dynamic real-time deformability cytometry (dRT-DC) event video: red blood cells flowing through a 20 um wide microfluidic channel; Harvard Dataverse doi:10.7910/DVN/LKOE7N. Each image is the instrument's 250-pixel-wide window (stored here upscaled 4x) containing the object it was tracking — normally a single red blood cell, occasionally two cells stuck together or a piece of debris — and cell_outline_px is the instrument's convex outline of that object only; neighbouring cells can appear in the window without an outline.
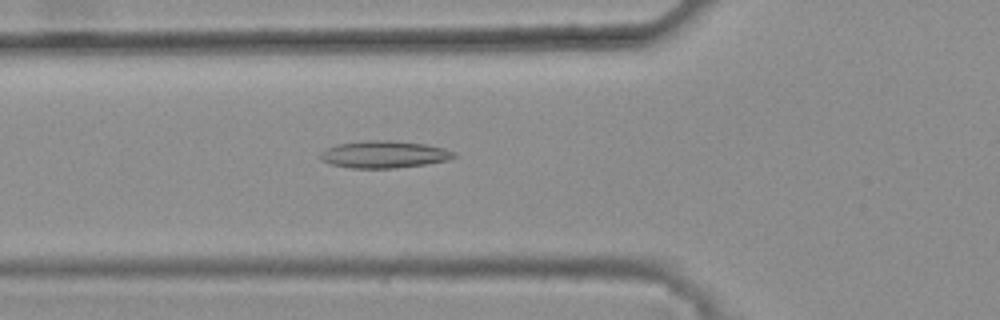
{"species": "common noctule bat (a hibernating species)", "species_latin": "Nyctalus noctula", "temperature_condition": "warm", "stored_images_in_passage": 40, "camera_frame_rate_fps": 3000, "um_per_image_px": 0.085, "animal": {"sex": "female", "body_mass_g": 25.1}, "frame": {"image": 1, "passage_image": 13, "time_ms": 4.0, "image_size_px": [1000, 320], "cell_outline_px": [[456, 156], [448, 160], [424, 164], [392, 168], [352, 168], [332, 164], [320, 160], [320, 152], [328, 148], [340, 144], [364, 140], [388, 140], [428, 144], [444, 148], [456, 152]], "centroid_in_image_um": [32.67, 13.11], "position_along_channel_um": 93.1, "area_um2": 21.04}}
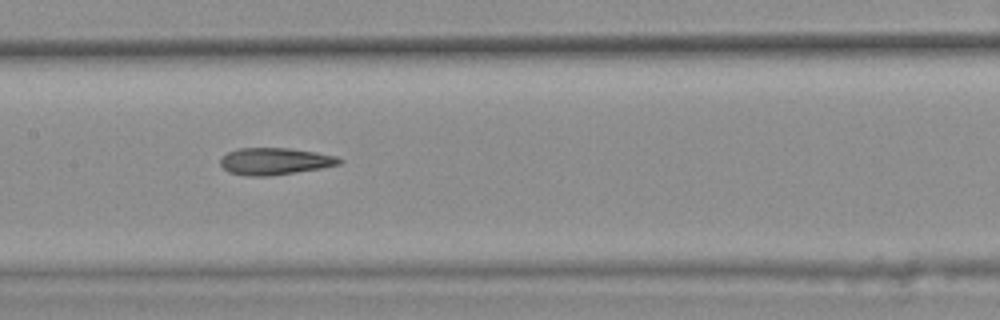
{"frame": {"image": 2, "passage_image": 20, "time_ms": 6.333, "image_size_px": [1000, 320], "cell_outline_px": [[344, 160], [340, 164], [320, 168], [268, 176], [248, 176], [228, 172], [220, 164], [220, 160], [228, 152], [236, 148], [288, 148], [316, 152], [336, 156]], "centroid_in_image_um": [23.35, 13.7], "position_along_channel_um": 184.0, "area_um2": 18.55}}
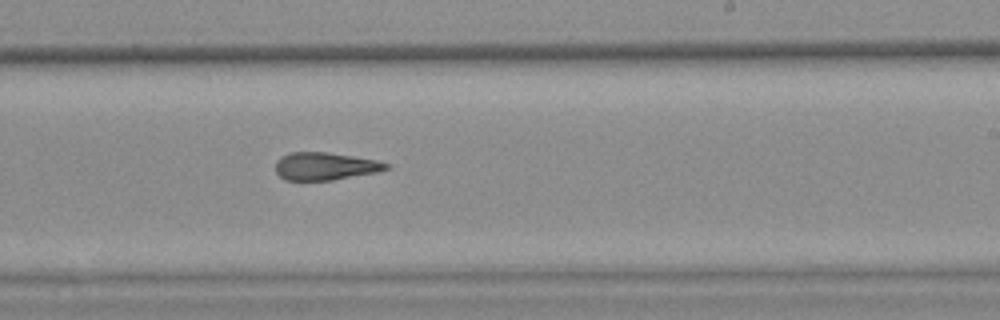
{"frame": {"image": 3, "passage_image": 26, "time_ms": 8.333, "image_size_px": [1000, 320], "cell_outline_px": [[392, 168], [376, 172], [332, 180], [284, 180], [276, 172], [276, 160], [280, 156], [292, 152], [324, 152], [352, 156], [376, 160], [392, 164]], "centroid_in_image_um": [27.65, 14.13], "position_along_channel_um": 261.4, "area_um2": 17.86}, "authors_computed_cell_mechanics": {"area_um2": 18.8428, "velocity_mm_per_s": 3.8859, "shape_relaxation_time_tau1_ms": null, "shape_relaxation_time_tau2_ms": 3.8127, "deformation_change_tau1": null, "deformation_change_tau2": 0.1431}}